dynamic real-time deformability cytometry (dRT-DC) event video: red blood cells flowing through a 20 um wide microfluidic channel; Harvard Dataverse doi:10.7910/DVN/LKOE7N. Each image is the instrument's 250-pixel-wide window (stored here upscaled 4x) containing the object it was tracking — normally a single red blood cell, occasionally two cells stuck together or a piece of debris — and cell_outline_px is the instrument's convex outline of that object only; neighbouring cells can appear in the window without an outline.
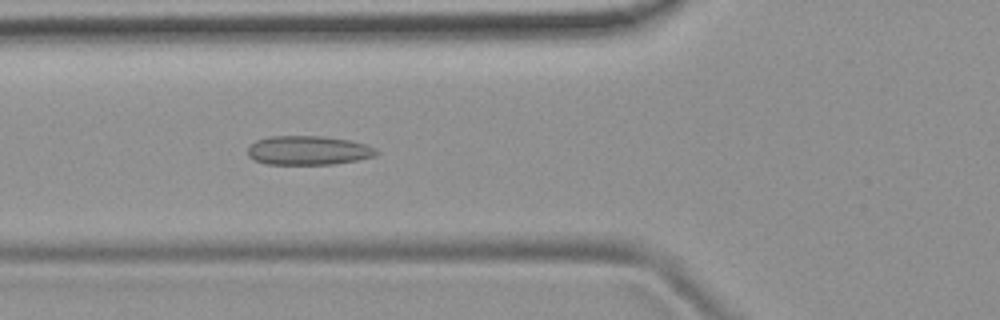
{"species": "common noctule bat (a hibernating species)", "species_latin": "Nyctalus noctula", "temperature_condition": "room temperature", "stored_images_in_passage": 54, "camera_frame_rate_fps": 3000, "um_per_image_px": 0.085, "animal": {"sex": "female", "body_mass_g": 19.9}, "frame": {"image": 1, "passage_image": 20, "time_ms": 6.333, "image_size_px": [1000, 320], "cell_outline_px": [[380, 152], [376, 156], [356, 160], [332, 164], [264, 164], [248, 156], [248, 148], [256, 140], [268, 136], [324, 136], [348, 140], [364, 144], [376, 148]], "centroid_in_image_um": [26.21, 12.78], "position_along_channel_um": 99.6, "area_um2": 21.79}}
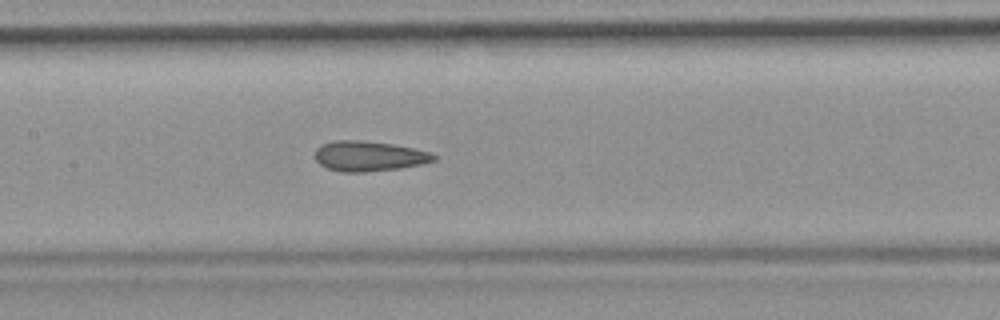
{"frame": {"image": 2, "passage_image": 26, "time_ms": 8.333, "image_size_px": [1000, 320], "cell_outline_px": [[436, 160], [420, 164], [400, 168], [364, 172], [344, 172], [328, 168], [320, 164], [316, 160], [316, 148], [320, 144], [336, 140], [356, 140], [392, 144], [412, 148], [428, 152], [436, 156]], "centroid_in_image_um": [31.33, 13.27], "position_along_channel_um": 176.1, "area_um2": 20.58}}
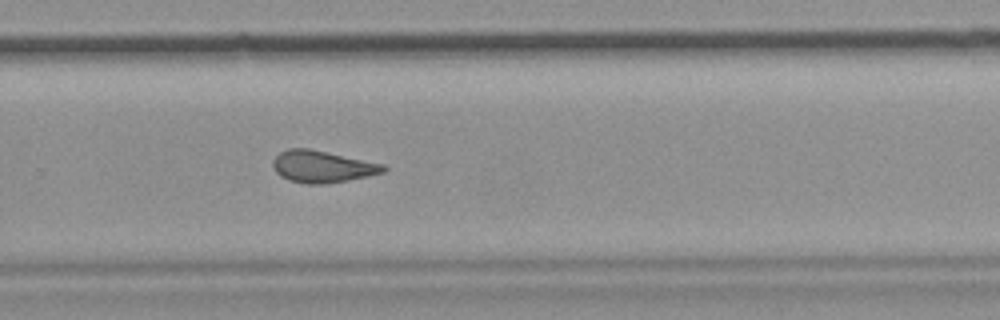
{"frame": {"image": 3, "passage_image": 36, "time_ms": 11.667, "image_size_px": [1000, 320], "cell_outline_px": [[388, 168], [384, 172], [368, 176], [328, 184], [304, 184], [288, 180], [280, 176], [276, 172], [272, 164], [272, 160], [280, 152], [288, 148], [308, 148], [384, 164]], "centroid_in_image_um": [27.38, 14.17], "position_along_channel_um": 302.4, "area_um2": 20.63}, "authors_computed_cell_mechanics": {"area_um2": 21.1259, "velocity_mm_per_s": 3.81, "shape_relaxation_time_tau1_ms": null, "shape_relaxation_time_tau2_ms": 2.1883, "deformation_change_tau1": null, "deformation_change_tau2": 0.1112}}